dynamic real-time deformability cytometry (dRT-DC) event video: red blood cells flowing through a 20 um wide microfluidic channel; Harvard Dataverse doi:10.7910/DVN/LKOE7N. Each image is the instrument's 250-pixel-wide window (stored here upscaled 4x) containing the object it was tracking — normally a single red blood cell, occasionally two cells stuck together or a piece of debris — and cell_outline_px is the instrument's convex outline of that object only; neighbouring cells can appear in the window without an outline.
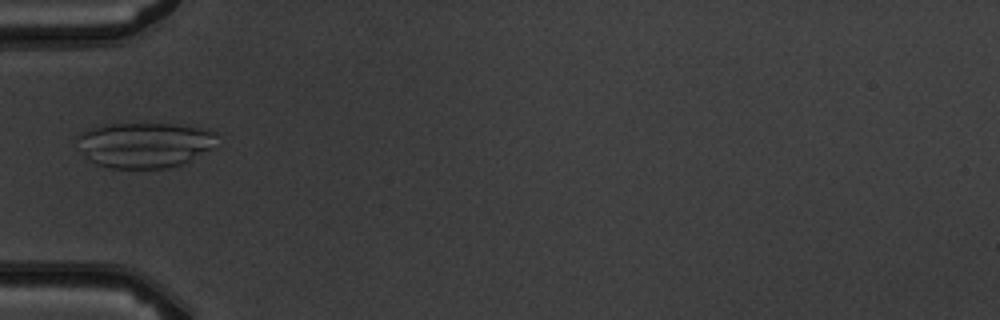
{"species": "common noctule bat (a hibernating species)", "species_latin": "Nyctalus noctula", "temperature_condition": "warm", "stored_images_in_passage": 3, "camera_frame_rate_fps": 3000, "um_per_image_px": 0.085, "animal": {"sex": "male", "body_mass_g": 19.5, "forearm_length_mm": 54.6}, "frame": {"image": 1, "passage_image": 2, "time_ms": 1.333, "image_size_px": [1000, 320], "cell_outline_px": [[216, 136], [212, 148], [192, 160], [184, 164], [168, 168], [112, 168], [96, 164], [88, 160], [80, 152], [76, 136], [80, 132], [88, 128], [100, 124], [172, 124], [208, 128], [216, 132]], "centroid_in_image_um": [12.26, 12.31], "position_along_channel_um": 72.7, "area_um2": 37.51}}
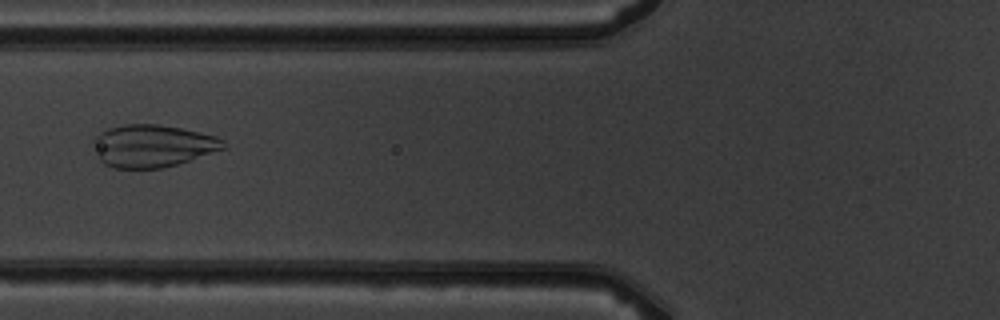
{"frame": {"image": 2, "passage_image": 3, "time_ms": 2.333, "image_size_px": [1000, 320], "cell_outline_px": [[228, 148], [176, 164], [160, 168], [112, 168], [104, 164], [96, 156], [88, 144], [100, 132], [108, 128], [124, 124], [156, 124], [180, 128], [216, 136], [224, 140], [228, 144]], "centroid_in_image_um": [12.92, 12.4], "position_along_channel_um": 112.9, "area_um2": 32.6}}